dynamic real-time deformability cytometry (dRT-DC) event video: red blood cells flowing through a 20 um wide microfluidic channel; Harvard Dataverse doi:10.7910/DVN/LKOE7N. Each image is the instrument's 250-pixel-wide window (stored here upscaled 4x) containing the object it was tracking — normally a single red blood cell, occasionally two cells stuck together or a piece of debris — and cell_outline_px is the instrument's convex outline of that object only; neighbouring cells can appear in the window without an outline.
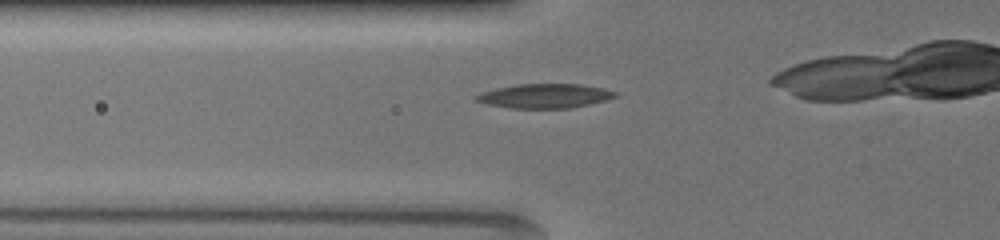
{"species": "common noctule bat (a hibernating species)", "species_latin": "Nyctalus noctula", "temperature_condition": "warm", "stored_images_in_passage": 40, "camera_frame_rate_fps": 3000, "um_per_image_px": 0.085, "animal": {"sex": "female", "body_mass_g": 19.5, "forearm_length_mm": 54.1}, "frame": {"image": 1, "passage_image": 14, "time_ms": 4.333, "image_size_px": [1000, 240], "cell_outline_px": [[620, 96], [588, 104], [568, 108], [508, 108], [488, 104], [476, 100], [472, 96], [480, 92], [496, 88], [516, 84], [580, 84], [604, 88], [620, 92]], "centroid_in_image_um": [46.31, 8.14], "position_along_channel_um": 79.5, "area_um2": 19.83}}
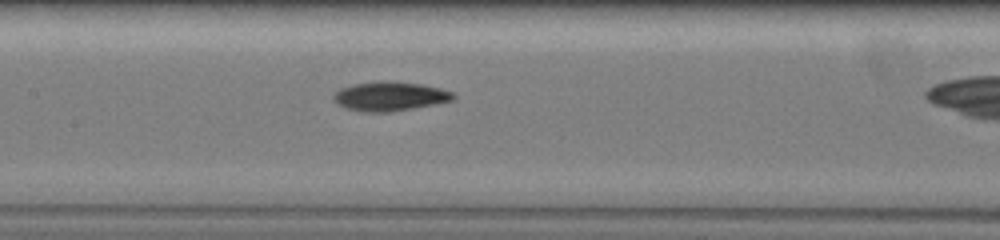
{"frame": {"image": 2, "passage_image": 22, "time_ms": 7.0, "image_size_px": [1000, 240], "cell_outline_px": [[456, 96], [452, 100], [436, 104], [388, 112], [360, 112], [348, 108], [332, 100], [332, 96], [340, 88], [352, 84], [384, 80], [392, 80], [420, 84], [440, 88], [456, 92]], "centroid_in_image_um": [33.15, 8.17], "position_along_channel_um": 174.2, "area_um2": 20.52}}
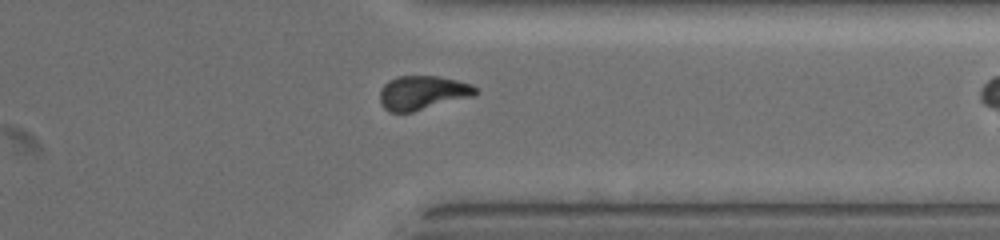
{"frame": {"image": 3, "passage_image": 39, "time_ms": 12.667, "image_size_px": [1000, 240], "cell_outline_px": [[480, 92], [476, 96], [412, 112], [388, 112], [380, 104], [380, 88], [388, 80], [396, 76], [436, 76], [456, 80], [472, 84]], "centroid_in_image_um": [35.93, 7.89], "position_along_channel_um": 375.5, "area_um2": 19.31}}